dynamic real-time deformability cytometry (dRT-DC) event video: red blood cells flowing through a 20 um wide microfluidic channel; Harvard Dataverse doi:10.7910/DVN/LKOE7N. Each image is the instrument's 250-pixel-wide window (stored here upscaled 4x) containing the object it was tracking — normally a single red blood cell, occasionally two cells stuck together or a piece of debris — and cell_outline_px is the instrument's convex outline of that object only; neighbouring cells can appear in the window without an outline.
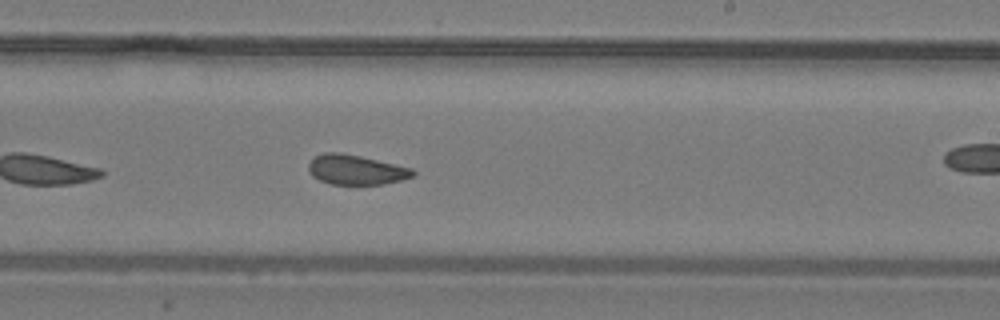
{"species": "common noctule bat (a hibernating species)", "species_latin": "Nyctalus noctula", "temperature_condition": "warm", "stored_images_in_passage": 30, "camera_frame_rate_fps": 3000, "um_per_image_px": 0.085, "animal": {"sex": "male", "body_mass_g": 19.2, "forearm_length_mm": 51.8}, "frame": {"image": 1, "passage_image": 18, "time_ms": 5.667, "image_size_px": [1000, 320], "cell_outline_px": [[416, 172], [412, 176], [400, 180], [384, 184], [332, 184], [320, 180], [312, 176], [308, 168], [308, 164], [316, 156], [324, 152], [340, 152], [360, 156], [412, 168]], "centroid_in_image_um": [30.24, 14.42], "position_along_channel_um": 258.8, "area_um2": 17.92}}